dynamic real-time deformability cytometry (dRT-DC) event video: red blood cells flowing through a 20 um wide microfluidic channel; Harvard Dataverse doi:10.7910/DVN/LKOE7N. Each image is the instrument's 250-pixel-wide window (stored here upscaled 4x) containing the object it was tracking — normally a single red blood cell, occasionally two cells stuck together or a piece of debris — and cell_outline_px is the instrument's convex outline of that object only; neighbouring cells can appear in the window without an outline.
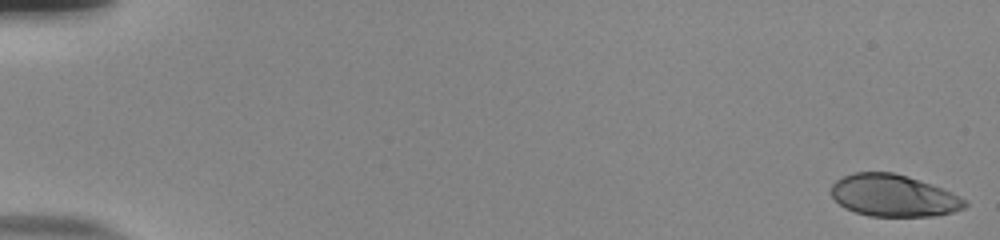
{"species": "human", "species_latin": "Homo sapiens", "temperature_condition": "room temperature", "stored_images_in_passage": 54, "camera_frame_rate_fps": 3000, "um_per_image_px": 0.085, "donor": {"sex": "male"}, "frame": {"image": 1, "passage_image": 1, "time_ms": 0.0, "image_size_px": [1000, 240], "cell_outline_px": [[968, 204], [964, 208], [952, 212], [936, 216], [868, 216], [844, 208], [832, 196], [832, 184], [836, 180], [844, 176], [856, 172], [892, 172], [908, 176], [952, 192], [964, 200]], "centroid_in_image_um": [75.94, 16.63], "position_along_channel_um": 9.1, "area_um2": 32.48}}
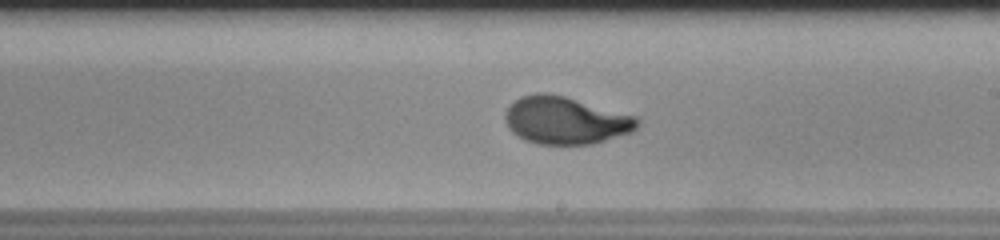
{"frame": {"image": 2, "passage_image": 33, "time_ms": 10.667, "image_size_px": [1000, 240], "cell_outline_px": [[640, 124], [632, 132], [592, 144], [536, 144], [524, 140], [512, 132], [508, 128], [504, 120], [504, 112], [520, 96], [536, 92], [544, 92], [564, 96], [636, 116], [640, 120]], "centroid_in_image_um": [48.05, 10.23], "position_along_channel_um": 241.0, "area_um2": 36.65}}
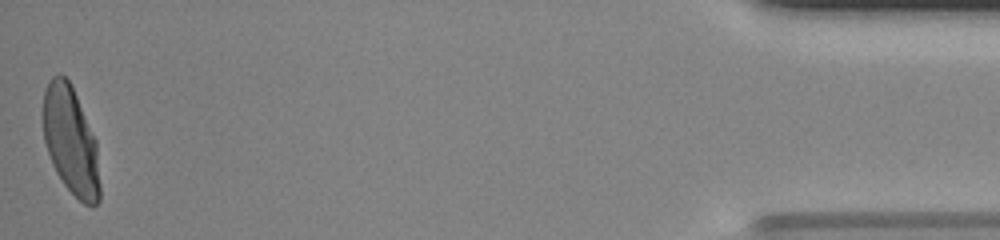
{"frame": {"image": 3, "passage_image": 54, "time_ms": 17.667, "image_size_px": [1000, 240], "cell_outline_px": [[100, 200], [96, 204], [84, 204], [64, 184], [56, 172], [52, 164], [44, 140], [44, 88], [48, 80], [52, 76], [60, 72], [68, 80], [76, 96], [96, 140], [100, 184]], "centroid_in_image_um": [6.01, 11.96], "position_along_channel_um": 429.2, "area_um2": 35.32}, "authors_computed_cell_mechanics": {"area_um2": 35.2291, "velocity_mm_per_s": 3.8601, "shape_relaxation_time_tau1_ms": 5.1984, "shape_relaxation_time_tau2_ms": null, "deformation_change_tau1": 0.2191, "deformation_change_tau2": null}}